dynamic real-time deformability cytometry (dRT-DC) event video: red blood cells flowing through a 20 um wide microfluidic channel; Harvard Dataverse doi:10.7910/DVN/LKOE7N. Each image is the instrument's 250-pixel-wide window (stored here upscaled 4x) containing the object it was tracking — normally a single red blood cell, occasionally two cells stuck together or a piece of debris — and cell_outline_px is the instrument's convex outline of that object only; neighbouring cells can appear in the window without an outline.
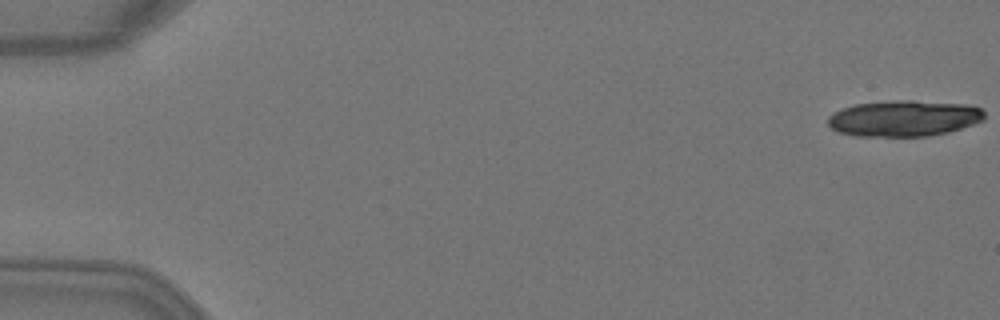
{"species": "Egyptian fruit bat (a non-hibernating species)", "species_latin": "Rousettus aegyptiacus", "temperature_condition": "warm", "stored_images_in_passage": 6, "camera_frame_rate_fps": 3000, "um_per_image_px": 0.085, "animal": {"sex": "female"}, "frame": {"image": 1, "passage_image": 1, "time_ms": 0.0, "image_size_px": [1000, 320], "cell_outline_px": [[984, 120], [948, 132], [928, 136], [856, 136], [836, 132], [828, 124], [828, 116], [832, 112], [856, 104], [900, 100], [912, 100], [968, 104], [980, 108], [984, 112]], "centroid_in_image_um": [76.82, 10.06], "position_along_channel_um": 8.2, "area_um2": 32.89}}